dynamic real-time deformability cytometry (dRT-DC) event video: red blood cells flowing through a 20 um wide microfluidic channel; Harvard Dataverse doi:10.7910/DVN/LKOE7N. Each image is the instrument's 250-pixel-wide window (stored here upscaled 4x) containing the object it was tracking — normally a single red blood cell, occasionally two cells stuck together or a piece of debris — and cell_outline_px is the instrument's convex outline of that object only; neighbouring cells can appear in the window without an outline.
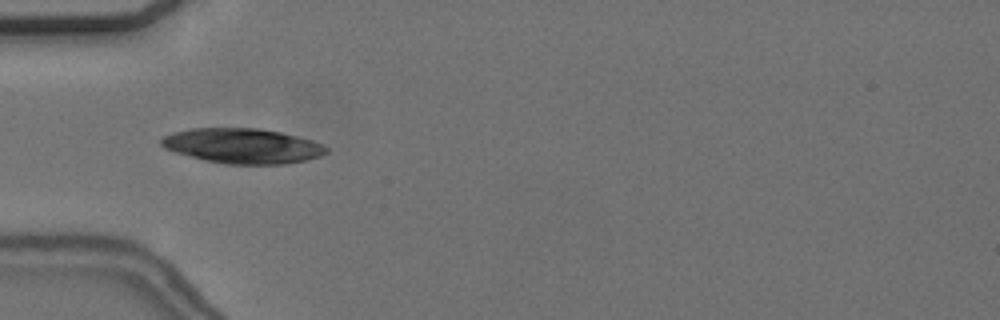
{"species": "common noctule bat (a hibernating species)", "species_latin": "Nyctalus noctula", "temperature_condition": "cold", "stored_images_in_passage": 11, "camera_frame_rate_fps": 3000, "um_per_image_px": 0.085, "animal": {"sex": "female", "body_mass_g": 24.6, "forearm_length_mm": 56.2}, "frame": {"image": 1, "passage_image": 4, "time_ms": 1.0, "image_size_px": [1000, 320], "cell_outline_px": [[328, 152], [320, 156], [304, 160], [284, 164], [224, 164], [176, 152], [164, 148], [160, 144], [160, 140], [164, 136], [176, 132], [192, 128], [260, 128], [280, 132], [312, 140], [324, 144], [328, 148]], "centroid_in_image_um": [20.65, 12.39], "position_along_channel_um": 64.3, "area_um2": 33.41}}